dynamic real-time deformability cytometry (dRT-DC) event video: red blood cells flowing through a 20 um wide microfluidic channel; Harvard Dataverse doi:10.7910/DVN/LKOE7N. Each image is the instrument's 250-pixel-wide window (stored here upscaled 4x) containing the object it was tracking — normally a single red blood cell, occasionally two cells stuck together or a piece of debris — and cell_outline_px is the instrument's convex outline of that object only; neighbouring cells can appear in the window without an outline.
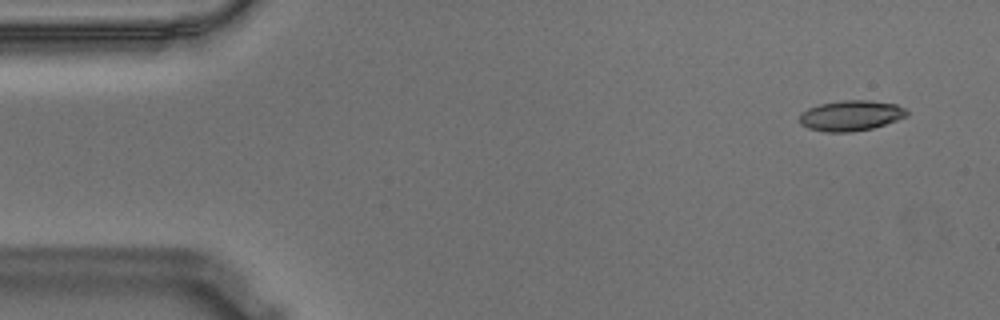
{"species": "Egyptian fruit bat (a non-hibernating species)", "species_latin": "Rousettus aegyptiacus", "temperature_condition": "warm", "stored_images_in_passage": 4, "camera_frame_rate_fps": 3000, "um_per_image_px": 0.085, "animal": {"sex": "male"}, "frame": {"image": 1, "passage_image": 1, "time_ms": 0.0, "image_size_px": [1000, 320], "cell_outline_px": [[908, 116], [872, 128], [852, 132], [824, 132], [808, 128], [800, 124], [800, 112], [808, 108], [820, 104], [844, 100], [868, 100], [896, 104], [904, 108], [908, 112]], "centroid_in_image_um": [72.3, 9.83], "position_along_channel_um": 12.7, "area_um2": 19.02}}